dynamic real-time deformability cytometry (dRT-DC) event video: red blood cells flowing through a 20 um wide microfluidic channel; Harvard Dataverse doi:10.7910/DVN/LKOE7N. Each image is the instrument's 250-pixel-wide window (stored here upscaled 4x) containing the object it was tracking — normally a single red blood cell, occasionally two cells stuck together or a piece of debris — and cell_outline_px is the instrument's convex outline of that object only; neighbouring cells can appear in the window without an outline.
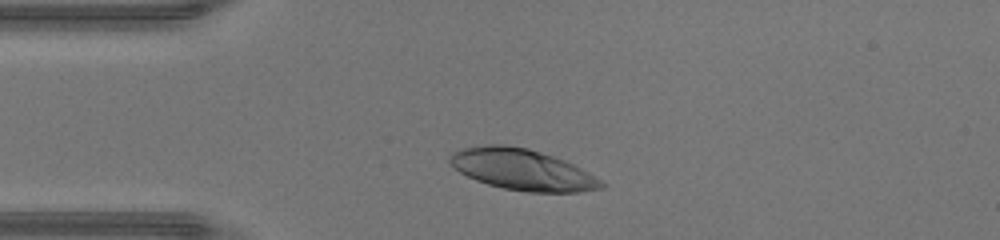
{"species": "human", "species_latin": "Homo sapiens", "temperature_condition": "warm", "stored_images_in_passage": 28, "camera_frame_rate_fps": 3000, "um_per_image_px": 0.085, "donor": {"sex": "male"}, "frame": {"image": 1, "passage_image": 1, "time_ms": 0.0, "image_size_px": [1000, 240], "cell_outline_px": [[608, 184], [604, 188], [580, 192], [528, 192], [504, 188], [488, 184], [476, 180], [460, 172], [448, 160], [448, 156], [452, 152], [464, 148], [488, 144], [504, 144], [528, 148], [564, 160], [588, 172]], "centroid_in_image_um": [44.42, 14.42], "position_along_channel_um": 40.6, "area_um2": 36.13}}
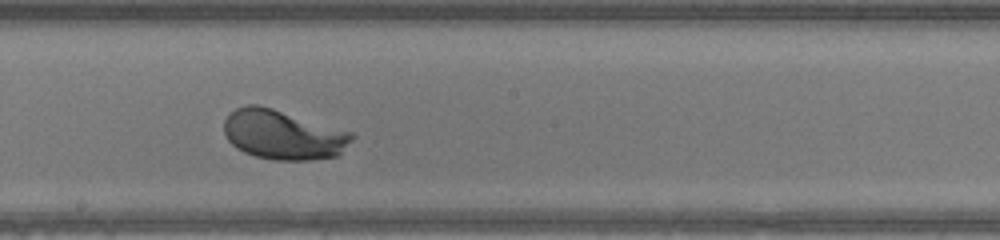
{"frame": {"image": 2, "passage_image": 15, "time_ms": 4.667, "image_size_px": [1000, 240], "cell_outline_px": [[356, 136], [336, 156], [308, 160], [276, 160], [256, 156], [244, 152], [236, 148], [228, 140], [224, 132], [224, 120], [236, 108], [248, 104], [256, 104], [272, 108], [352, 132]], "centroid_in_image_um": [24.04, 11.45], "position_along_channel_um": 224.2, "area_um2": 36.59}}
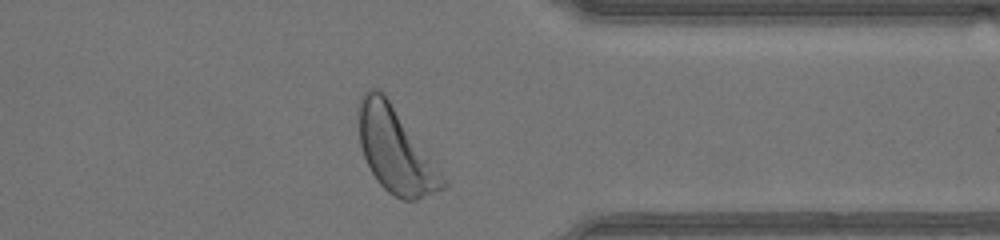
{"frame": {"image": 3, "passage_image": 26, "time_ms": 8.333, "image_size_px": [1000, 240], "cell_outline_px": [[448, 184], [444, 188], [416, 200], [404, 200], [388, 192], [376, 180], [364, 156], [360, 144], [356, 108], [360, 96], [368, 88], [380, 88], [384, 92], [448, 180]], "centroid_in_image_um": [33.59, 12.72], "position_along_channel_um": 377.8, "area_um2": 41.91}, "authors_computed_cell_mechanics": {"area_um2": 36.2406, "velocity_mm_per_s": 4.4401, "shape_relaxation_time_tau1_ms": 1.1615, "shape_relaxation_time_tau2_ms": null, "deformation_change_tau1": 0.1338, "deformation_change_tau2": null}}